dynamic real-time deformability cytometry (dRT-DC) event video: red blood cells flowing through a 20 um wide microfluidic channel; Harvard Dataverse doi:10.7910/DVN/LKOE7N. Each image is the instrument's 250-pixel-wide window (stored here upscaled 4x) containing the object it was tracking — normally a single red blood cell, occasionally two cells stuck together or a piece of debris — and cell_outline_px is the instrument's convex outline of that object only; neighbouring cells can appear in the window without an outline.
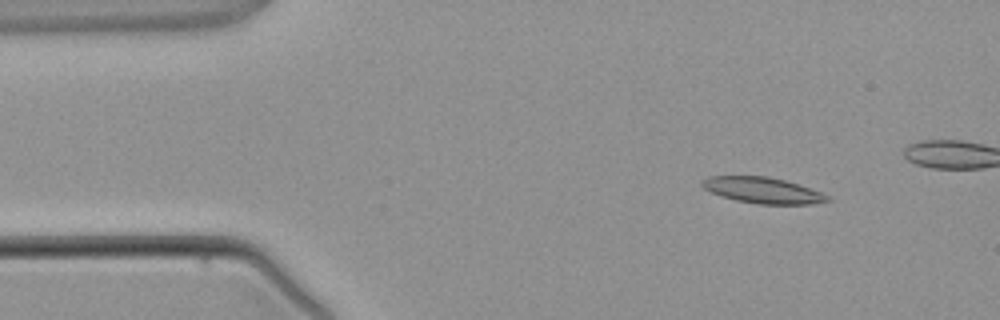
{"species": "common noctule bat (a hibernating species)", "species_latin": "Nyctalus noctula", "temperature_condition": "warm", "stored_images_in_passage": 4, "camera_frame_rate_fps": 3000, "um_per_image_px": 0.085, "animal": {"sex": "male", "body_mass_g": 21.5, "forearm_length_mm": 52.0}, "frame": {"image": 1, "passage_image": 2, "time_ms": 1.0, "image_size_px": [1000, 320], "cell_outline_px": [[832, 200], [812, 204], [756, 204], [736, 200], [720, 196], [704, 188], [700, 184], [700, 180], [708, 176], [768, 176], [784, 180], [820, 192], [828, 196]], "centroid_in_image_um": [64.78, 16.17], "position_along_channel_um": 20.2, "area_um2": 18.9}}